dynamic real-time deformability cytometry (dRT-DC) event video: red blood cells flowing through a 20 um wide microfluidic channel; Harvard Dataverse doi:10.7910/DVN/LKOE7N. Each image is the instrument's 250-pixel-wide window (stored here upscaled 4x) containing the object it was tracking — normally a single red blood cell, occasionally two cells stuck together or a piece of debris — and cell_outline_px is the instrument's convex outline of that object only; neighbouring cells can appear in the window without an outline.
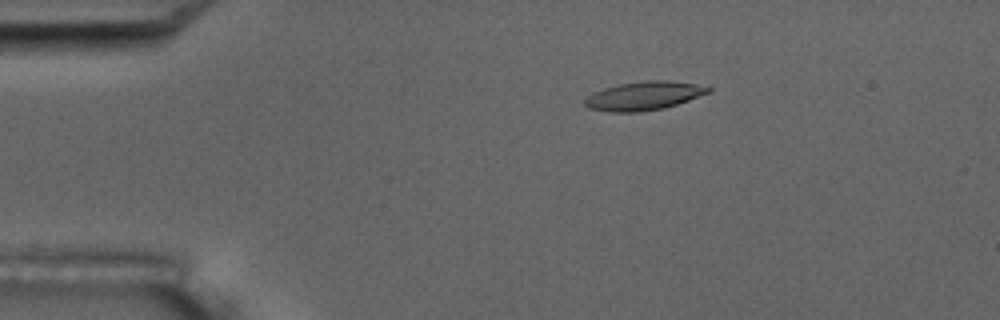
{"species": "common noctule bat (a hibernating species)", "species_latin": "Nyctalus noctula", "temperature_condition": "room temperature", "stored_images_in_passage": 5, "camera_frame_rate_fps": 3000, "um_per_image_px": 0.085, "animal": {"sex": "male", "body_mass_g": 17.5, "forearm_length_mm": 52.3}, "frame": {"image": 1, "passage_image": 3, "time_ms": 2.333, "image_size_px": [1000, 320], "cell_outline_px": [[712, 92], [664, 108], [640, 112], [608, 112], [588, 108], [584, 104], [584, 100], [588, 96], [604, 88], [620, 84], [644, 80], [668, 80], [696, 84], [712, 88]], "centroid_in_image_um": [54.74, 8.15], "position_along_channel_um": 30.3, "area_um2": 20.58}}
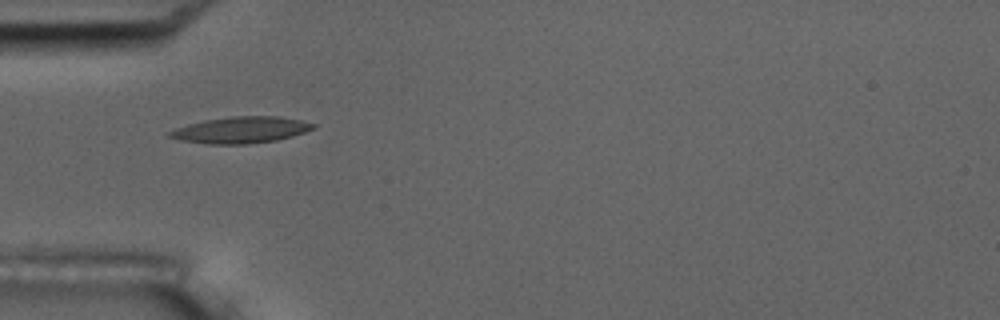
{"frame": {"image": 2, "passage_image": 5, "time_ms": 4.667, "image_size_px": [1000, 320], "cell_outline_px": [[316, 128], [292, 136], [276, 140], [248, 144], [208, 144], [180, 140], [168, 136], [168, 132], [176, 128], [188, 124], [204, 120], [232, 116], [280, 116], [300, 120], [316, 124]], "centroid_in_image_um": [20.48, 11.04], "position_along_channel_um": 64.5, "area_um2": 22.08}}